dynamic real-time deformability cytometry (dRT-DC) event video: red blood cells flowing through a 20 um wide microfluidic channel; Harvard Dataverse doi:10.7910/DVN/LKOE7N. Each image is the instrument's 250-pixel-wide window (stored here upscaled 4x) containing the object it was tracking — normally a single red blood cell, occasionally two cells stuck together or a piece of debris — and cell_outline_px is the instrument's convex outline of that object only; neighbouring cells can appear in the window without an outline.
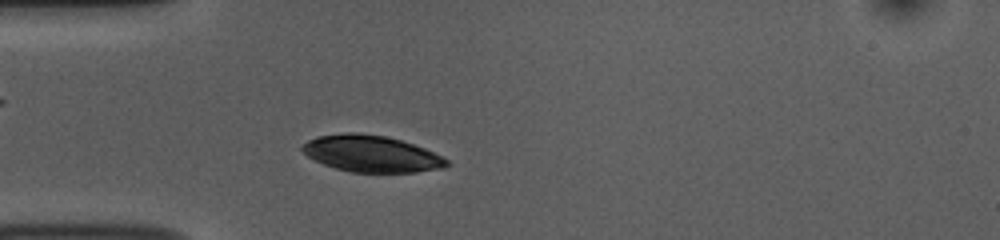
{"species": "common noctule bat (a hibernating species)", "species_latin": "Nyctalus noctula", "temperature_condition": "room temperature", "stored_images_in_passage": 46, "camera_frame_rate_fps": 3000, "um_per_image_px": 0.085, "animal": {"sex": "female", "body_mass_g": 10.0, "forearm_length_mm": 53.1}, "frame": {"image": 1, "passage_image": 7, "time_ms": 2.0, "image_size_px": [1000, 240], "cell_outline_px": [[452, 164], [444, 168], [416, 172], [352, 172], [336, 168], [324, 164], [308, 156], [300, 148], [308, 140], [316, 136], [344, 132], [360, 132], [384, 136], [400, 140], [424, 148], [448, 160]], "centroid_in_image_um": [31.57, 13.06], "position_along_channel_um": 53.4, "area_um2": 30.63}}
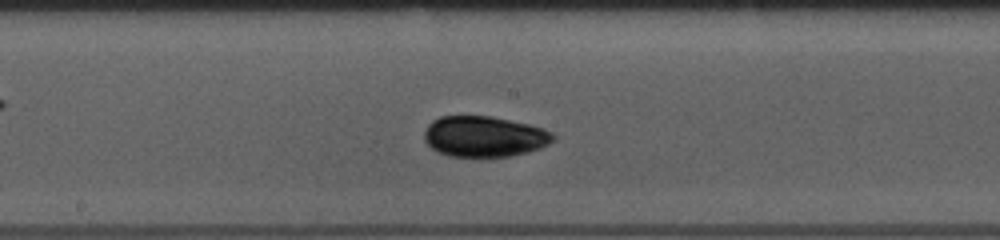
{"frame": {"image": 2, "passage_image": 20, "time_ms": 6.333, "image_size_px": [1000, 240], "cell_outline_px": [[556, 140], [540, 148], [528, 152], [508, 156], [448, 156], [436, 152], [424, 140], [424, 132], [428, 124], [432, 120], [440, 116], [492, 116], [528, 124], [544, 128], [552, 132], [556, 136]], "centroid_in_image_um": [41.17, 11.59], "position_along_channel_um": 207.0, "area_um2": 30.75}}
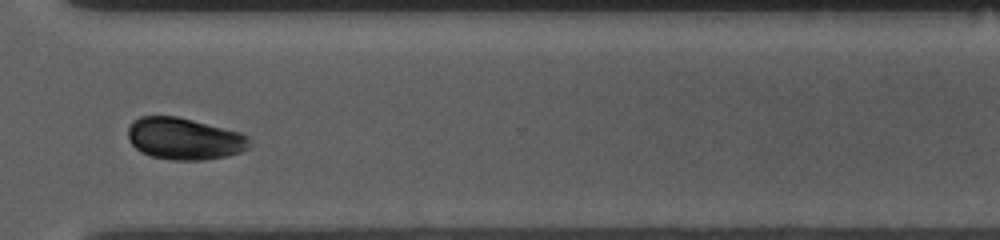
{"frame": {"image": 3, "passage_image": 32, "time_ms": 10.333, "image_size_px": [1000, 240], "cell_outline_px": [[252, 144], [248, 148], [240, 152], [228, 156], [204, 160], [172, 160], [152, 156], [140, 152], [132, 144], [128, 136], [128, 128], [132, 120], [140, 116], [176, 116], [240, 132], [248, 136]], "centroid_in_image_um": [15.67, 11.79], "position_along_channel_um": 354.9, "area_um2": 29.71}}